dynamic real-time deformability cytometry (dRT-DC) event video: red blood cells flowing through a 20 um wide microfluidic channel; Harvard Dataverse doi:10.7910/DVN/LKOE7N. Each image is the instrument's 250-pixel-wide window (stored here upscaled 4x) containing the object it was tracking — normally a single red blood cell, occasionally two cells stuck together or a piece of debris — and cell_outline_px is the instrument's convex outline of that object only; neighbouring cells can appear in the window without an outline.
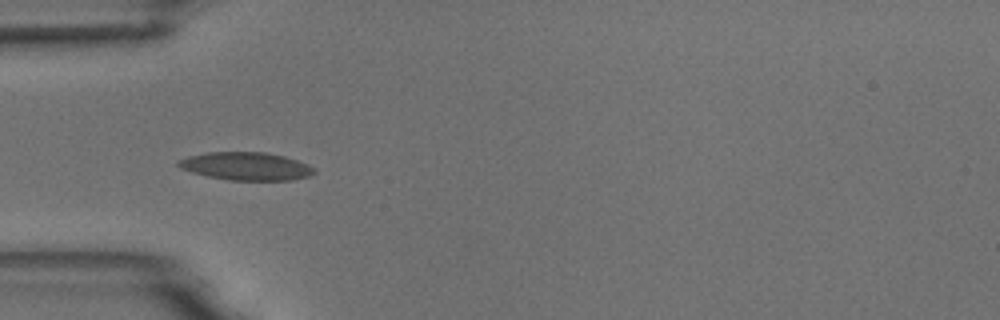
{"species": "common noctule bat (a hibernating species)", "species_latin": "Nyctalus noctula", "temperature_condition": "room temperature", "stored_images_in_passage": 3, "camera_frame_rate_fps": 3000, "um_per_image_px": 0.085, "animal": {"sex": "male", "body_mass_g": 18.8}, "frame": {"image": 1, "passage_image": 2, "time_ms": 1.333, "image_size_px": [1000, 320], "cell_outline_px": [[316, 172], [308, 176], [292, 180], [228, 180], [208, 176], [192, 172], [180, 168], [176, 164], [176, 160], [188, 156], [208, 152], [264, 152], [284, 156], [308, 164], [316, 168]], "centroid_in_image_um": [20.91, 14.12], "position_along_channel_um": 64.1, "area_um2": 22.2}}